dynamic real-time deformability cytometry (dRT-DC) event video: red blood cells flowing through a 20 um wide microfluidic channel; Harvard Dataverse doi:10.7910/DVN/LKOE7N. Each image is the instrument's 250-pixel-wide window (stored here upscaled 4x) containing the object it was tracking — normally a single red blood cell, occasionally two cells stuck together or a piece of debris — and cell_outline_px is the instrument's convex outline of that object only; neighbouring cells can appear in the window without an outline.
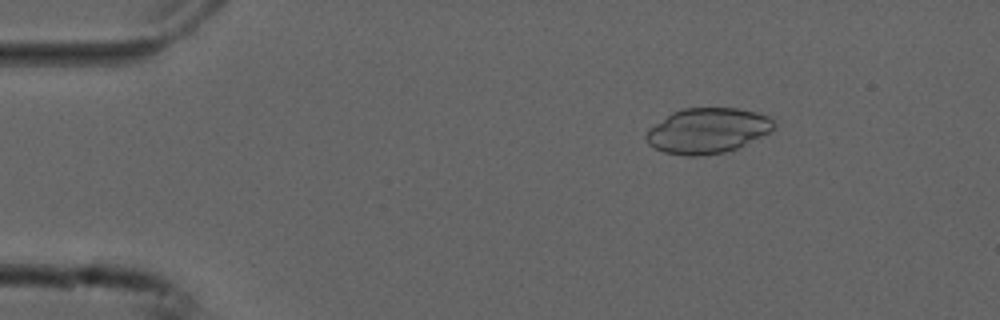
{"species": "common noctule bat (a hibernating species)", "species_latin": "Nyctalus noctula", "temperature_condition": "cold", "stored_images_in_passage": 53, "camera_frame_rate_fps": 3000, "um_per_image_px": 0.085, "animal": {"sex": "male", "forearm_length_mm": 52.5}, "frame": {"image": 1, "passage_image": 8, "time_ms": 2.333, "image_size_px": [1000, 320], "cell_outline_px": [[776, 128], [736, 148], [724, 152], [704, 156], [684, 156], [664, 152], [648, 144], [644, 136], [648, 128], [672, 112], [684, 108], [736, 108], [756, 112], [772, 116], [776, 120]], "centroid_in_image_um": [60.13, 11.1], "position_along_channel_um": 24.9, "area_um2": 33.87}}
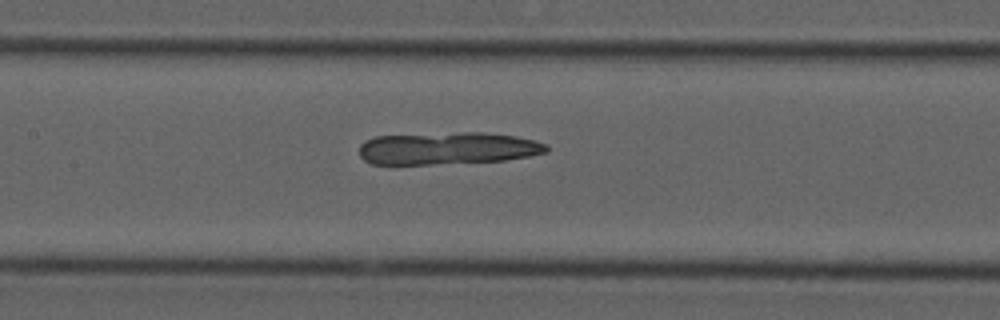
{"frame": {"image": 2, "passage_image": 25, "time_ms": 8.0, "image_size_px": [1000, 320], "cell_outline_px": [[548, 152], [528, 156], [504, 160], [428, 164], [372, 164], [364, 160], [360, 156], [360, 144], [364, 140], [376, 136], [460, 132], [484, 132], [516, 136], [548, 144]], "centroid_in_image_um": [38.03, 12.6], "position_along_channel_um": 169.4, "area_um2": 35.26}}
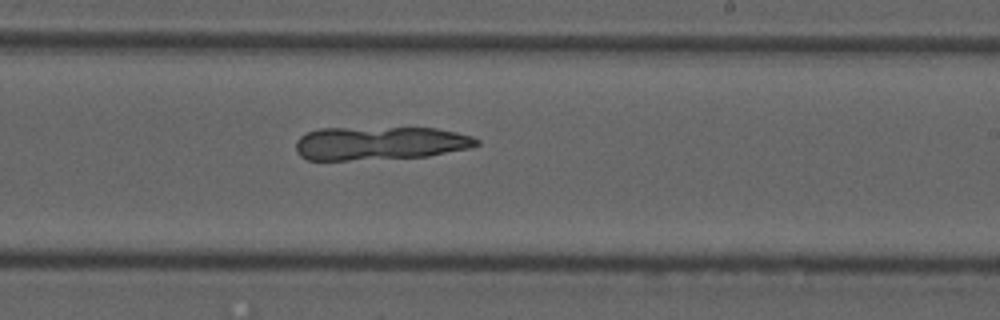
{"frame": {"image": 3, "passage_image": 32, "time_ms": 10.333, "image_size_px": [1000, 320], "cell_outline_px": [[480, 144], [468, 148], [428, 156], [348, 160], [308, 160], [300, 156], [296, 152], [296, 140], [300, 136], [308, 132], [320, 128], [436, 128], [456, 132], [472, 136], [480, 140]], "centroid_in_image_um": [32.27, 12.17], "position_along_channel_um": 256.7, "area_um2": 35.2}}